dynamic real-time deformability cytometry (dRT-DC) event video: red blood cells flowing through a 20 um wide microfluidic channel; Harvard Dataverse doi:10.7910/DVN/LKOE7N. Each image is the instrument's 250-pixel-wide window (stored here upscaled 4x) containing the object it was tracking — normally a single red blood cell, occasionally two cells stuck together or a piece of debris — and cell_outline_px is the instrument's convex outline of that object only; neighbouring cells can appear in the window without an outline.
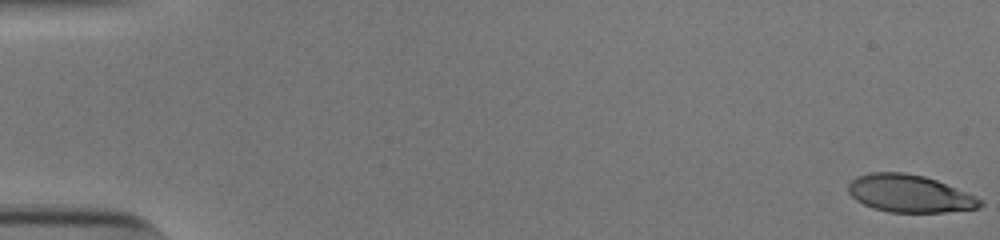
{"species": "human", "species_latin": "Homo sapiens", "temperature_condition": "cold", "stored_images_in_passage": 54, "camera_frame_rate_fps": 3000, "um_per_image_px": 0.085, "donor": {"sex": "male"}, "frame": {"image": 1, "passage_image": 1, "time_ms": 0.0, "image_size_px": [1000, 240], "cell_outline_px": [[984, 204], [976, 208], [944, 212], [888, 212], [872, 208], [856, 200], [848, 192], [848, 184], [856, 176], [868, 172], [904, 172], [924, 176], [936, 180], [964, 192], [980, 200]], "centroid_in_image_um": [77.23, 16.45], "position_along_channel_um": 7.8, "area_um2": 28.5}}
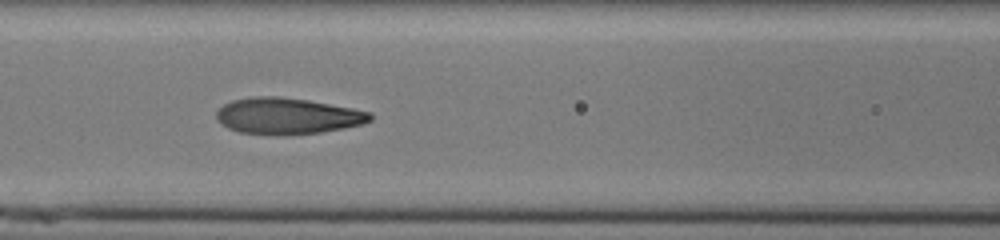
{"frame": {"image": 2, "passage_image": 25, "time_ms": 8.0, "image_size_px": [1000, 240], "cell_outline_px": [[372, 120], [360, 124], [344, 128], [320, 132], [284, 136], [276, 136], [240, 132], [228, 128], [220, 124], [216, 120], [216, 112], [224, 104], [232, 100], [252, 96], [280, 96], [308, 100], [352, 108], [368, 112], [372, 116]], "centroid_in_image_um": [24.37, 9.87], "position_along_channel_um": 142.2, "area_um2": 32.71}}
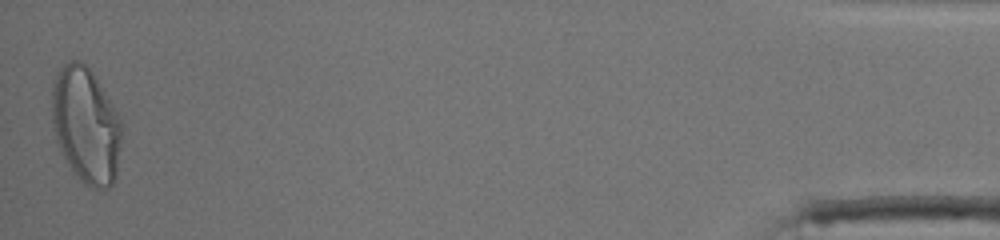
{"frame": {"image": 3, "passage_image": 54, "time_ms": 17.667, "image_size_px": [1000, 240], "cell_outline_px": [[120, 144], [116, 176], [112, 184], [108, 188], [92, 188], [84, 184], [80, 180], [64, 156], [56, 140], [52, 124], [52, 80], [64, 64], [72, 60], [80, 60], [92, 72], [116, 112], [120, 120]], "centroid_in_image_um": [7.28, 10.64], "position_along_channel_um": 427.9, "area_um2": 46.41}, "authors_computed_cell_mechanics": {"area_um2": 31.8767, "velocity_mm_per_s": 3.8497, "shape_relaxation_time_tau1_ms": 4.1418, "shape_relaxation_time_tau2_ms": 1.1249, "deformation_change_tau1": 0.227, "deformation_change_tau2": 0.078}}